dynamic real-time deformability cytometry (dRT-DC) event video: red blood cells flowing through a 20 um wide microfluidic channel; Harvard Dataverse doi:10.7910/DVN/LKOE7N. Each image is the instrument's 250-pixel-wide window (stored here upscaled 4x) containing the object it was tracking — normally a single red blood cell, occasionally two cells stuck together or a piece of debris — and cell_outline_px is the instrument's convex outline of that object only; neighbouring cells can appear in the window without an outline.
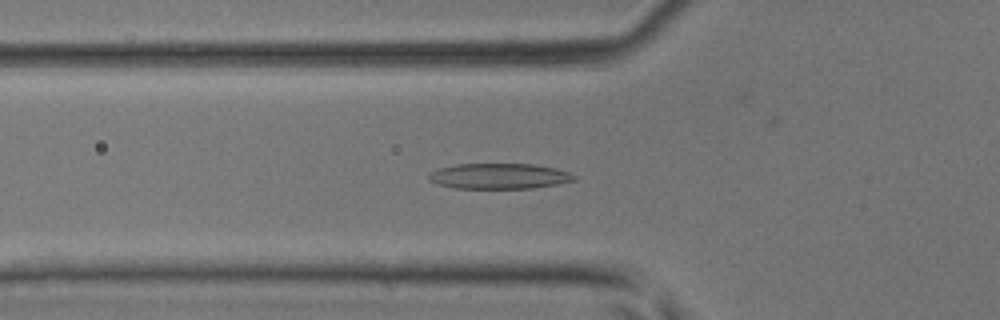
{"species": "common noctule bat (a hibernating species)", "species_latin": "Nyctalus noctula", "temperature_condition": "room temperature", "stored_images_in_passage": 34, "camera_frame_rate_fps": 3000, "um_per_image_px": 0.085, "animal": {"sex": "male", "body_mass_g": 17.9, "forearm_length_mm": 54.2}, "frame": {"image": 1, "passage_image": 5, "time_ms": 1.333, "image_size_px": [1000, 320], "cell_outline_px": [[576, 180], [556, 184], [532, 188], [456, 188], [436, 184], [428, 180], [428, 176], [432, 172], [440, 168], [456, 164], [536, 164], [556, 168], [568, 172], [576, 176]], "centroid_in_image_um": [42.43, 14.97], "position_along_channel_um": 83.4, "area_um2": 21.56}}
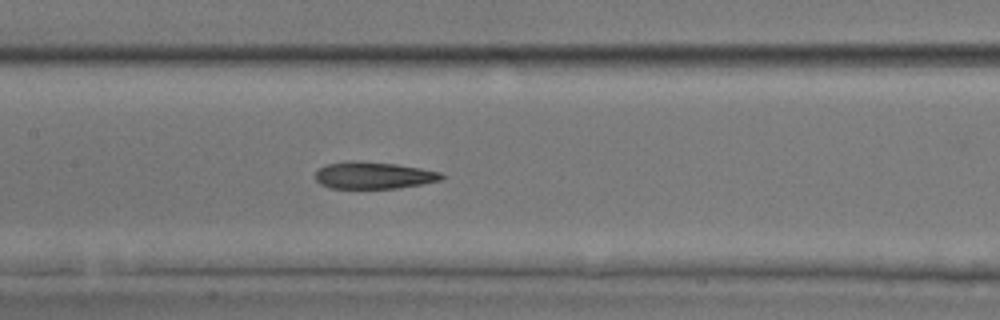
{"frame": {"image": 2, "passage_image": 11, "time_ms": 3.333, "image_size_px": [1000, 320], "cell_outline_px": [[444, 180], [396, 188], [332, 188], [320, 184], [316, 180], [316, 172], [320, 168], [328, 164], [348, 160], [360, 160], [396, 164], [420, 168], [440, 172], [444, 176]], "centroid_in_image_um": [31.76, 14.89], "position_along_channel_um": 175.6, "area_um2": 19.83}}
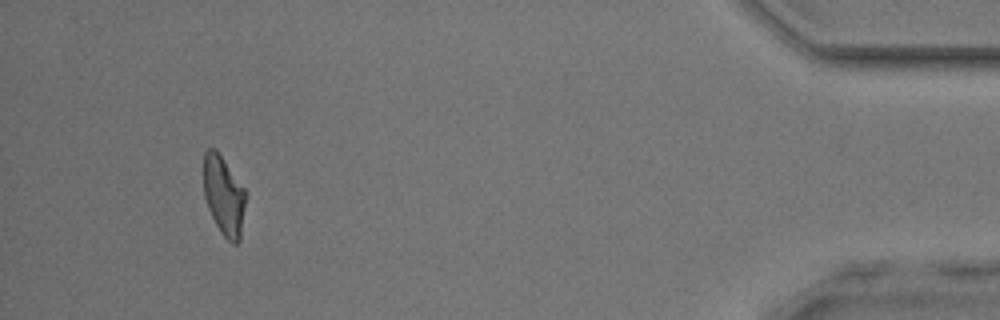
{"frame": {"image": 3, "passage_image": 31, "time_ms": 10.0, "image_size_px": [1000, 320], "cell_outline_px": [[248, 196], [240, 240], [236, 244], [232, 244], [220, 232], [208, 208], [204, 196], [204, 152], [208, 148], [216, 148], [244, 188]], "centroid_in_image_um": [19.05, 16.65], "position_along_channel_um": 416.1, "area_um2": 19.77}}